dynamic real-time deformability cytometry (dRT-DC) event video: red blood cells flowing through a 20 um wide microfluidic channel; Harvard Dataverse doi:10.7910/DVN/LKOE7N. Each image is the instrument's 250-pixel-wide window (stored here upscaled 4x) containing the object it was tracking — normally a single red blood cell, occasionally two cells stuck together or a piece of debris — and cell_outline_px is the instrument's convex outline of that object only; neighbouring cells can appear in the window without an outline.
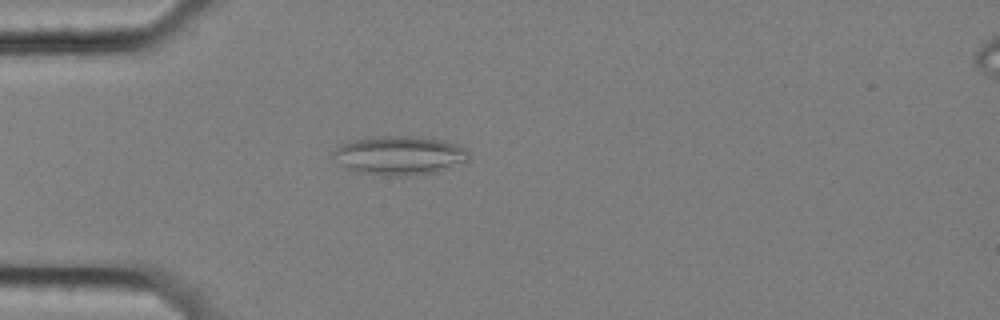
{"species": "common noctule bat (a hibernating species)", "species_latin": "Nyctalus noctula", "temperature_condition": "cold", "stored_images_in_passage": 8, "camera_frame_rate_fps": 3000, "um_per_image_px": 0.085, "animal": {"sex": "female", "body_mass_g": 25.1}, "frame": {"image": 1, "passage_image": 2, "time_ms": 0.333, "image_size_px": [1000, 320], "cell_outline_px": [[468, 160], [448, 168], [436, 172], [388, 176], [384, 176], [348, 168], [332, 156], [332, 152], [336, 148], [348, 140], [364, 136], [420, 136], [444, 140], [468, 148]], "centroid_in_image_um": [33.97, 13.16], "position_along_channel_um": 51.0, "area_um2": 30.63}}